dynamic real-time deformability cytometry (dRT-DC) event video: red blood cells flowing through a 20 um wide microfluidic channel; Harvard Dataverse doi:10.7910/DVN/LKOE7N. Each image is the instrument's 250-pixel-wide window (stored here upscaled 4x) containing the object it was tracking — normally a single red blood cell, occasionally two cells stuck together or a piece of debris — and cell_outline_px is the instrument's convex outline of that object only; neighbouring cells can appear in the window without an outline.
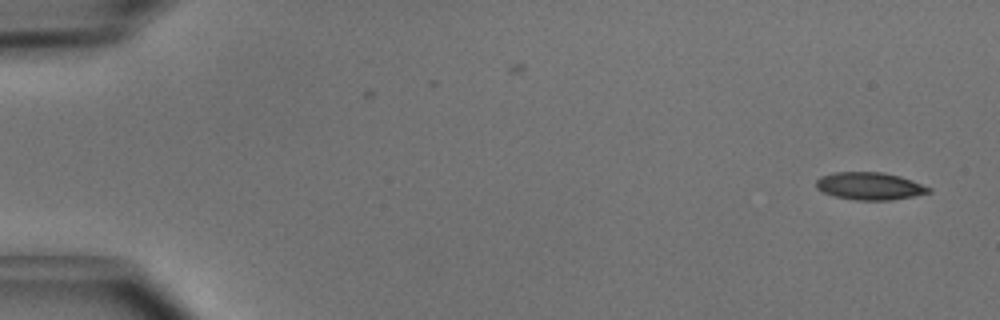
{"species": "common noctule bat (a hibernating species)", "species_latin": "Nyctalus noctula", "temperature_condition": "cold", "stored_images_in_passage": 2, "camera_frame_rate_fps": 3000, "um_per_image_px": 0.085, "animal": {"sex": "male", "body_mass_g": 15.6}, "frame": {"image": 1, "passage_image": 2, "time_ms": 0.333, "image_size_px": [1000, 320], "cell_outline_px": [[932, 192], [892, 200], [856, 200], [836, 196], [824, 192], [816, 188], [816, 180], [820, 176], [836, 172], [884, 172], [900, 176], [912, 180], [932, 188]], "centroid_in_image_um": [73.94, 15.81], "position_along_channel_um": 11.1, "area_um2": 18.03}}